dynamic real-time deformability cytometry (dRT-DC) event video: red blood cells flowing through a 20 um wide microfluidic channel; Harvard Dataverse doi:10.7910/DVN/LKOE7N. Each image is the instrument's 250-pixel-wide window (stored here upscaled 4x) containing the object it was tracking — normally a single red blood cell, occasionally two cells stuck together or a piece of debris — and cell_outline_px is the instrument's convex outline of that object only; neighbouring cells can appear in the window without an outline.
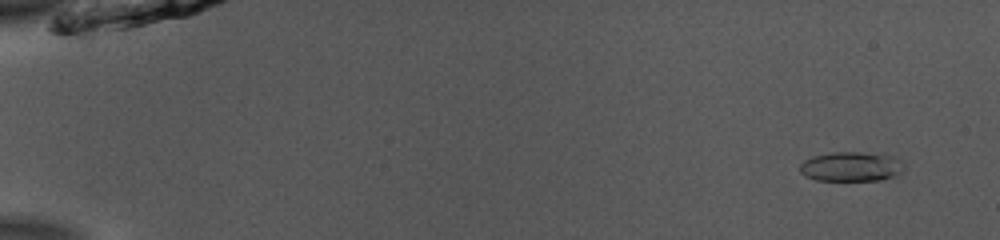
{"species": "common noctule bat (a hibernating species)", "species_latin": "Nyctalus noctula", "temperature_condition": "room temperature", "stored_images_in_passage": 53, "camera_frame_rate_fps": 3000, "um_per_image_px": 0.085, "animal": {"sex": "male", "body_mass_g": 13.0, "forearm_length_mm": 53.1}, "frame": {"image": 1, "passage_image": 4, "time_ms": 1.0, "image_size_px": [1000, 240], "cell_outline_px": [[904, 168], [900, 172], [892, 176], [880, 180], [816, 180], [804, 176], [800, 172], [800, 164], [804, 160], [812, 156], [832, 152], [864, 152], [896, 156], [904, 164]], "centroid_in_image_um": [72.33, 14.15], "position_along_channel_um": 12.7, "area_um2": 18.03}}
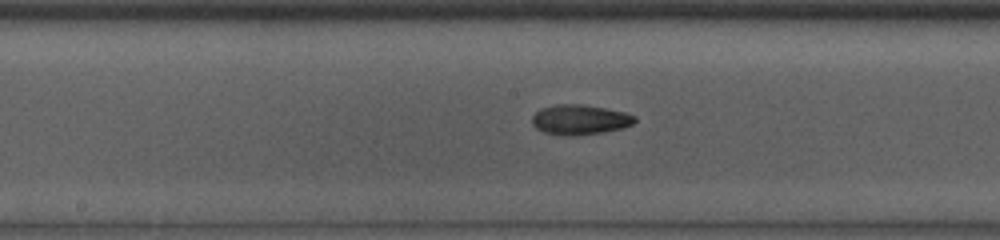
{"frame": {"image": 2, "passage_image": 29, "time_ms": 9.333, "image_size_px": [1000, 240], "cell_outline_px": [[636, 120], [632, 124], [624, 128], [576, 136], [560, 136], [544, 132], [536, 128], [532, 124], [532, 116], [536, 112], [544, 108], [560, 104], [580, 104], [604, 108], [624, 112], [636, 116]], "centroid_in_image_um": [49.28, 10.19], "position_along_channel_um": 198.9, "area_um2": 17.86}}
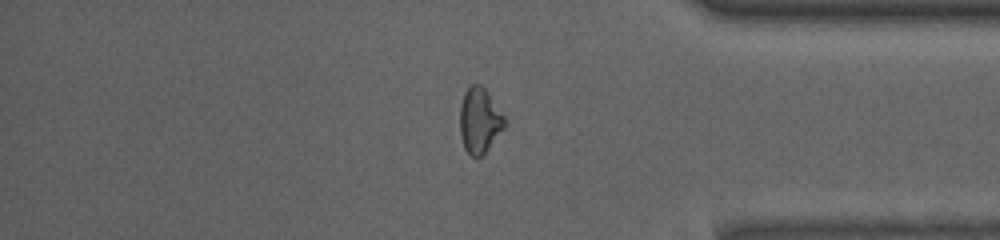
{"frame": {"image": 3, "passage_image": 45, "time_ms": 14.667, "image_size_px": [1000, 240], "cell_outline_px": [[508, 124], [484, 152], [476, 160], [464, 148], [460, 136], [460, 104], [464, 92], [472, 84], [480, 84], [488, 92], [508, 120]], "centroid_in_image_um": [40.78, 10.23], "position_along_channel_um": 394.4, "area_um2": 17.22}, "authors_computed_cell_mechanics": {"area_um2": 17.2244, "velocity_mm_per_s": 3.9153, "shape_relaxation_time_tau1_ms": 4.2965, "shape_relaxation_time_tau2_ms": 2.5322, "deformation_change_tau1": 0.162, "deformation_change_tau2": 0.0929}}